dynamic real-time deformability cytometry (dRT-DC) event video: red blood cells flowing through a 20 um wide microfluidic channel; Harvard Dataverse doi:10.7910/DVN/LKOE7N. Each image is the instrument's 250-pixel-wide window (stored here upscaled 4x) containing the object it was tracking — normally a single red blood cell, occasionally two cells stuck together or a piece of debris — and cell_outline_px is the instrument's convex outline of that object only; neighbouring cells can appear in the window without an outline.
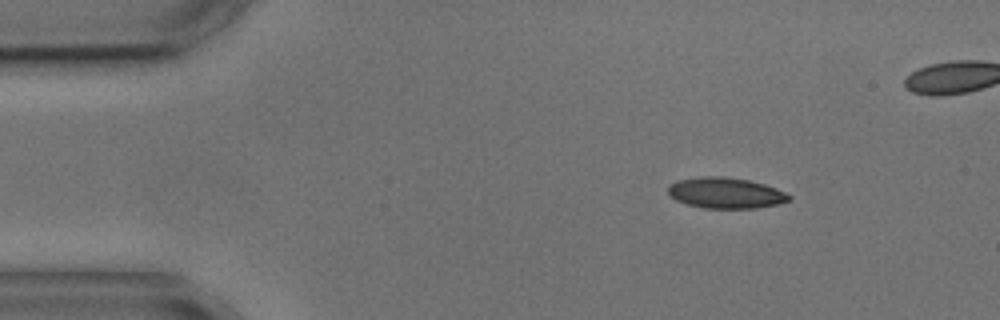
{"species": "common noctule bat (a hibernating species)", "species_latin": "Nyctalus noctula", "temperature_condition": "cold", "stored_images_in_passage": 5, "camera_frame_rate_fps": 3000, "um_per_image_px": 0.085, "animal": {"sex": "male", "body_mass_g": 17.9, "forearm_length_mm": 54.2}, "frame": {"image": 1, "passage_image": 2, "time_ms": 1.333, "image_size_px": [1000, 320], "cell_outline_px": [[792, 200], [780, 204], [756, 208], [704, 208], [688, 204], [676, 200], [668, 192], [668, 184], [676, 180], [700, 176], [724, 176], [748, 180], [764, 184], [776, 188], [792, 196]], "centroid_in_image_um": [61.69, 16.39], "position_along_channel_um": 23.3, "area_um2": 21.91}}